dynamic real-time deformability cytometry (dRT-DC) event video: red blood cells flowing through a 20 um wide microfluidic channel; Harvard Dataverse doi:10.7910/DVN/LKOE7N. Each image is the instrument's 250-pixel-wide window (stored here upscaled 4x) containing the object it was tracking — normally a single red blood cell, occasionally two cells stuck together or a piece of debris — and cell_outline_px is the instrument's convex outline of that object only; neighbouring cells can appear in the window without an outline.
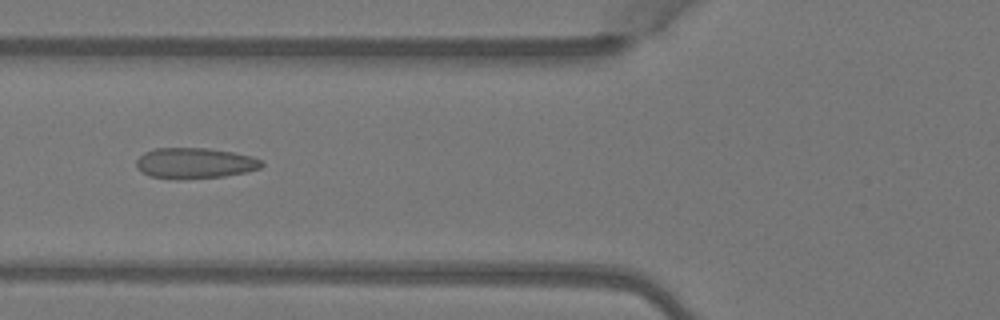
{"species": "Egyptian fruit bat (a non-hibernating species)", "species_latin": "Rousettus aegyptiacus", "temperature_condition": "warm", "stored_images_in_passage": 5, "camera_frame_rate_fps": 3000, "um_per_image_px": 0.085, "animal": {"sex": "female"}, "frame": {"image": 1, "passage_image": 5, "time_ms": 1.333, "image_size_px": [1000, 320], "cell_outline_px": [[264, 164], [260, 168], [244, 172], [224, 176], [180, 180], [176, 180], [148, 176], [136, 168], [136, 160], [144, 152], [156, 148], [208, 148], [232, 152], [252, 156], [264, 160]], "centroid_in_image_um": [16.54, 13.88], "position_along_channel_um": 109.3, "area_um2": 22.72}}